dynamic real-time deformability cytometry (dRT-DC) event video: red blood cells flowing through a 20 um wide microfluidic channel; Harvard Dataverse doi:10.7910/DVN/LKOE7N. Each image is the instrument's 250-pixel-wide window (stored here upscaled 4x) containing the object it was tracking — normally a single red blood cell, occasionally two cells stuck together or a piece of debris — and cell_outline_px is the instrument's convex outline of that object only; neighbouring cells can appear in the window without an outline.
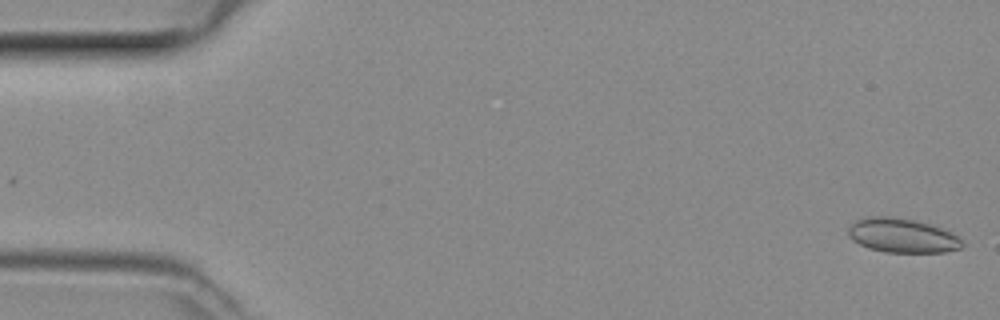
{"species": "common noctule bat (a hibernating species)", "species_latin": "Nyctalus noctula", "temperature_condition": "room temperature", "stored_images_in_passage": 49, "segment_of_instrument_passage": [1, 2], "camera_frame_rate_fps": 3000, "um_per_image_px": 0.085, "animal": {"sex": "female", "body_mass_g": 29.2, "forearm_length_mm": 56.3}, "frame": {"image": 1, "passage_image": 1, "time_ms": 0.0, "image_size_px": [1000, 320], "cell_outline_px": [[964, 244], [960, 248], [944, 252], [884, 252], [868, 248], [852, 240], [848, 236], [848, 228], [856, 220], [868, 216], [892, 216], [916, 220], [932, 224], [944, 228], [956, 236]], "centroid_in_image_um": [76.67, 20.01], "position_along_channel_um": 8.3, "area_um2": 22.89}}
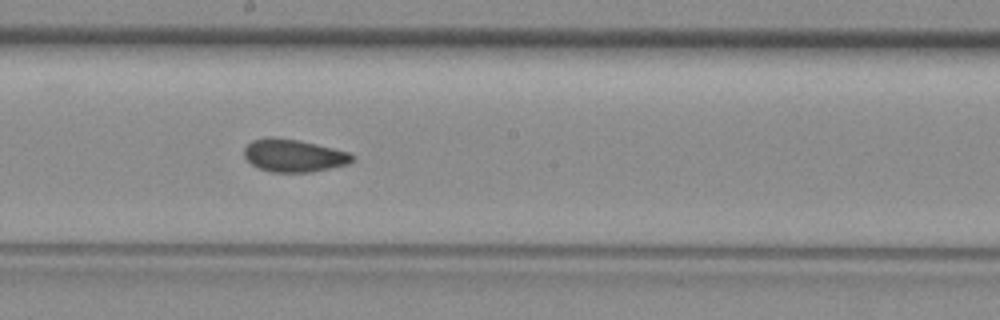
{"frame": {"image": 2, "passage_image": 26, "time_ms": 8.333, "image_size_px": [1000, 320], "cell_outline_px": [[356, 156], [348, 164], [308, 172], [272, 172], [256, 168], [244, 156], [244, 148], [252, 140], [268, 136], [272, 136], [300, 140], [348, 152]], "centroid_in_image_um": [24.92, 13.21], "position_along_channel_um": 223.3, "area_um2": 20.58}}
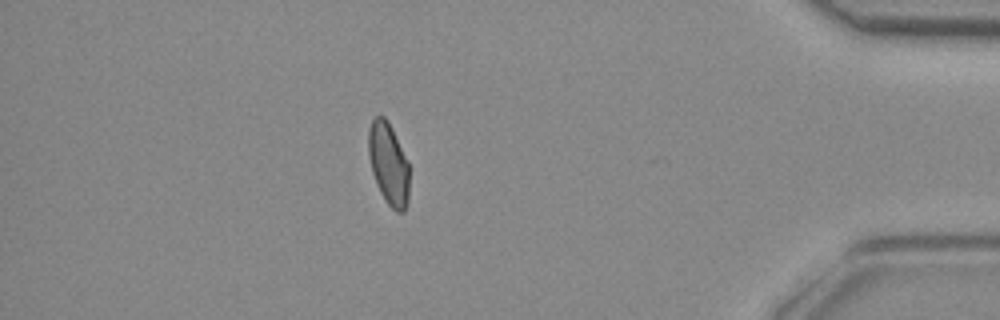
{"frame": {"image": 3, "passage_image": 42, "time_ms": 13.667, "image_size_px": [1000, 320], "cell_outline_px": [[408, 204], [404, 212], [396, 212], [388, 204], [380, 192], [376, 184], [372, 172], [368, 152], [368, 132], [372, 120], [376, 116], [384, 116], [388, 120], [392, 128], [408, 164]], "centroid_in_image_um": [33.01, 13.94], "position_along_channel_um": 402.2, "area_um2": 19.36}}